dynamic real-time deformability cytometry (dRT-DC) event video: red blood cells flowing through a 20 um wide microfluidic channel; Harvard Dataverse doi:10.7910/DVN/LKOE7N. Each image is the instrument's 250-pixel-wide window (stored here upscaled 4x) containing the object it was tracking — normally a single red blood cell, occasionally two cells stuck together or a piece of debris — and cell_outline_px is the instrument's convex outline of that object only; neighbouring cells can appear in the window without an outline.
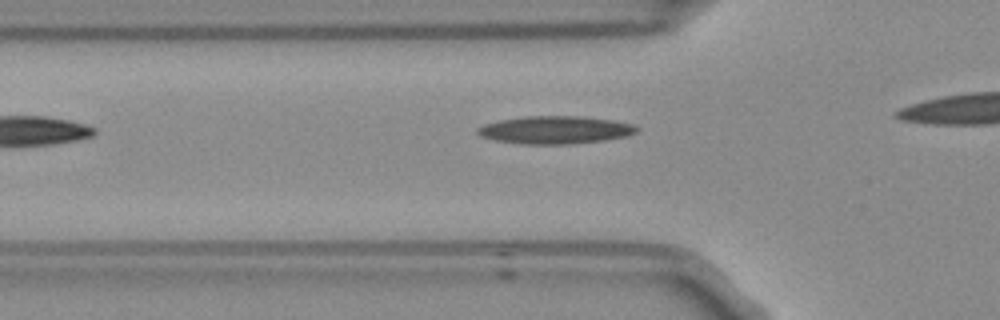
{"species": "Egyptian fruit bat (a non-hibernating species)", "species_latin": "Rousettus aegyptiacus", "temperature_condition": "room temperature", "stored_images_in_passage": 3, "camera_frame_rate_fps": 3000, "um_per_image_px": 0.085, "frame": {"image": 1, "passage_image": 3, "time_ms": 0.667, "image_size_px": [1000, 320], "cell_outline_px": [[640, 128], [636, 132], [628, 136], [604, 140], [572, 144], [524, 144], [496, 140], [480, 136], [476, 132], [476, 128], [484, 124], [500, 120], [524, 116], [584, 116], [612, 120], [636, 124]], "centroid_in_image_um": [47.23, 11.04], "position_along_channel_um": 78.6, "area_um2": 25.95}}